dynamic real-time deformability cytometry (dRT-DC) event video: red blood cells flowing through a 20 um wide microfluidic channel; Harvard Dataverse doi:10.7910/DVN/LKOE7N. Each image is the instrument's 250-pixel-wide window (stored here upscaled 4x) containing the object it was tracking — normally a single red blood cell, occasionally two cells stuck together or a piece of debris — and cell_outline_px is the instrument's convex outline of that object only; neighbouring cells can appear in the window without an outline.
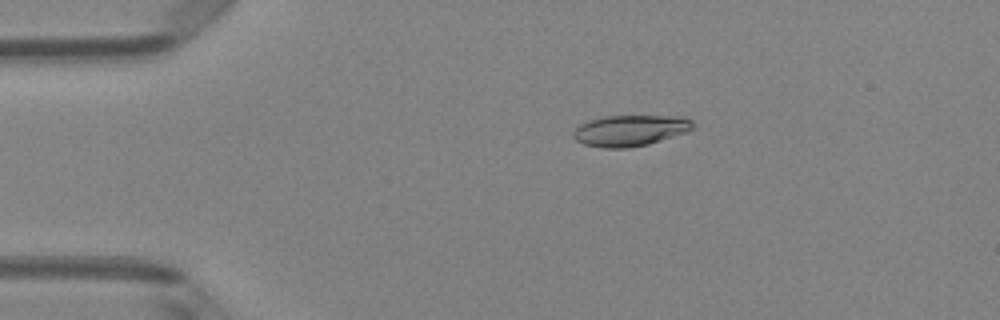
{"species": "Egyptian fruit bat (a non-hibernating species)", "species_latin": "Rousettus aegyptiacus", "temperature_condition": "room temperature", "stored_images_in_passage": 43, "camera_frame_rate_fps": 3000, "um_per_image_px": 0.085, "animal": {"sex": "female"}, "frame": {"image": 1, "passage_image": 3, "time_ms": 0.667, "image_size_px": [1000, 320], "cell_outline_px": [[696, 128], [688, 132], [648, 144], [628, 148], [604, 148], [584, 144], [576, 140], [572, 136], [572, 132], [580, 124], [588, 120], [604, 116], [684, 116], [692, 120], [696, 124]], "centroid_in_image_um": [53.61, 11.09], "position_along_channel_um": 31.4, "area_um2": 21.96}}
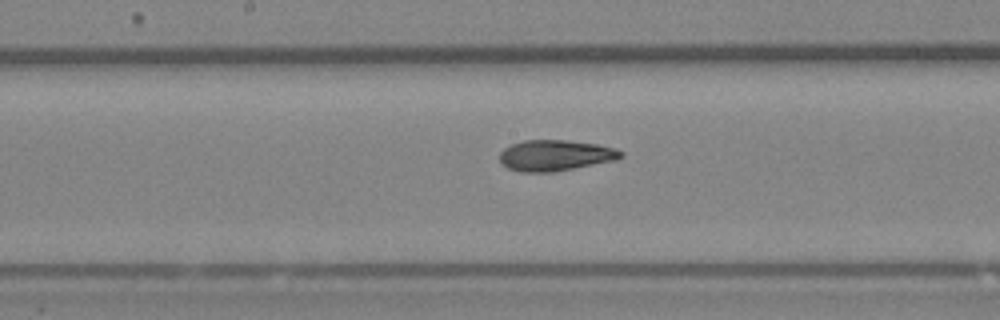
{"frame": {"image": 2, "passage_image": 19, "time_ms": 6.0, "image_size_px": [1000, 320], "cell_outline_px": [[624, 156], [616, 160], [552, 172], [520, 172], [508, 168], [500, 160], [500, 152], [504, 148], [512, 144], [524, 140], [564, 140], [596, 144], [616, 148], [624, 152]], "centroid_in_image_um": [47.22, 13.21], "position_along_channel_um": 201.0, "area_um2": 21.73}}
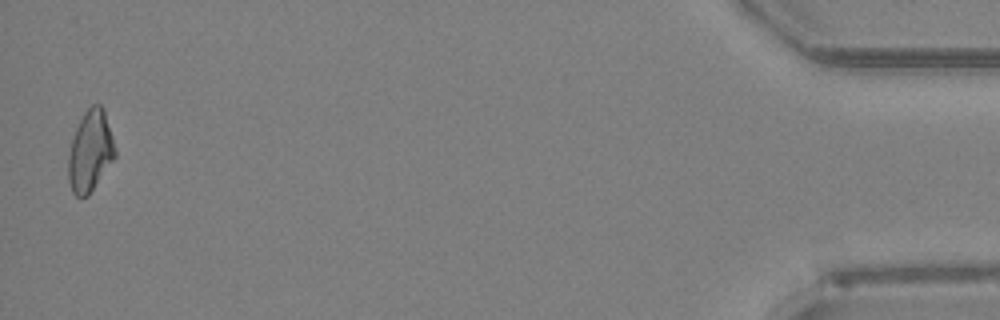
{"frame": {"image": 3, "passage_image": 42, "time_ms": 13.667, "image_size_px": [1000, 320], "cell_outline_px": [[116, 156], [88, 196], [76, 196], [72, 192], [68, 180], [68, 156], [72, 140], [76, 128], [84, 112], [92, 104], [100, 104], [104, 108], [116, 148]], "centroid_in_image_um": [7.68, 12.84], "position_along_channel_um": 427.5, "area_um2": 22.08}, "authors_computed_cell_mechanics": {"area_um2": 21.7328, "velocity_mm_per_s": 4.129, "shape_relaxation_time_tau1_ms": 7.1279, "shape_relaxation_time_tau2_ms": 2.8707, "deformation_change_tau1": 0.2085, "deformation_change_tau2": 0.0969}}